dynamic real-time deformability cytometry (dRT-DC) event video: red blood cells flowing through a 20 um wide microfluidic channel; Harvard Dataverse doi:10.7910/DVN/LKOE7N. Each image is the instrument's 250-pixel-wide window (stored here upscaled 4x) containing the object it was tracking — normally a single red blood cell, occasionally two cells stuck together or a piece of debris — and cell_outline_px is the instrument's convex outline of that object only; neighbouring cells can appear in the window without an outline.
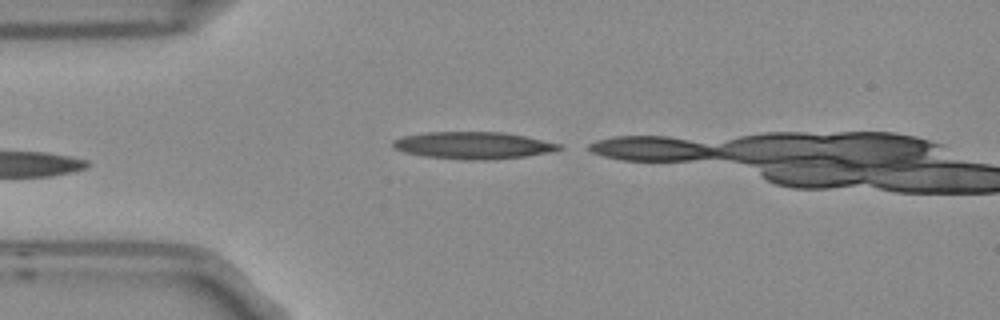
{"species": "Egyptian fruit bat (a non-hibernating species)", "species_latin": "Rousettus aegyptiacus", "temperature_condition": "room temperature", "stored_images_in_passage": 2, "segment_of_instrument_passage": [2, 2], "camera_frame_rate_fps": 3000, "um_per_image_px": 0.085, "frame": {"image": 1, "passage_image": 2, "time_ms": 0.333, "image_size_px": [1000, 320], "cell_outline_px": [[564, 148], [552, 152], [524, 156], [488, 160], [468, 160], [424, 156], [404, 152], [392, 148], [392, 140], [404, 136], [424, 132], [504, 132], [524, 136], [560, 144]], "centroid_in_image_um": [40.19, 12.36], "position_along_channel_um": 44.8, "area_um2": 26.24}}